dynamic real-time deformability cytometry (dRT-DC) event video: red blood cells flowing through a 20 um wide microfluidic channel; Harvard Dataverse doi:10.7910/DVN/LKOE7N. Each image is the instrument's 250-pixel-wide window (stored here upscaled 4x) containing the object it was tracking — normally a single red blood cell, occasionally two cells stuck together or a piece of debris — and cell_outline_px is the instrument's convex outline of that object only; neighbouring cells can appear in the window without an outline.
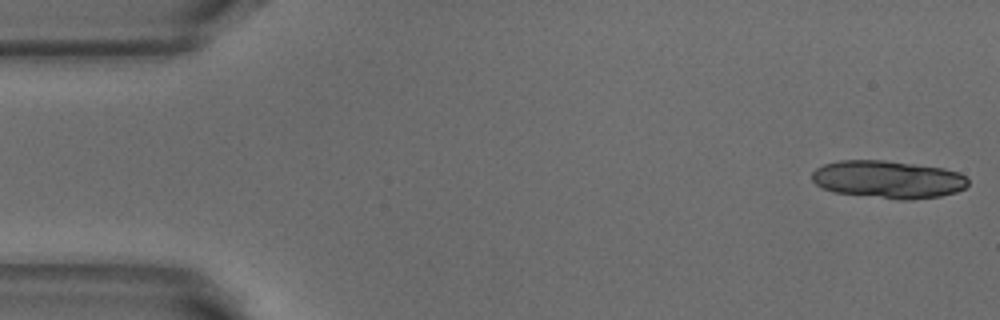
{"species": "common noctule bat (a hibernating species)", "species_latin": "Nyctalus noctula", "temperature_condition": "warm", "stored_images_in_passage": 52, "segment_of_instrument_passage": [1, 2], "camera_frame_rate_fps": 3000, "um_per_image_px": 0.085, "animal": {"sex": "male", "body_mass_g": 18.8}, "frame": {"image": 1, "passage_image": 1, "time_ms": 0.0, "image_size_px": [1000, 320], "cell_outline_px": [[968, 184], [964, 188], [956, 192], [940, 196], [908, 200], [900, 200], [836, 192], [824, 188], [816, 184], [812, 180], [812, 172], [816, 168], [824, 164], [840, 160], [884, 160], [944, 168], [960, 172], [968, 180]], "centroid_in_image_um": [75.5, 15.24], "position_along_channel_um": 9.5, "area_um2": 34.22}}